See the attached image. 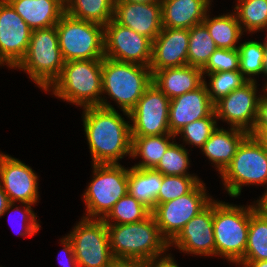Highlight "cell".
I'll use <instances>...</instances> for the list:
<instances>
[{
  "label": "cell",
  "mask_w": 267,
  "mask_h": 267,
  "mask_svg": "<svg viewBox=\"0 0 267 267\" xmlns=\"http://www.w3.org/2000/svg\"><path fill=\"white\" fill-rule=\"evenodd\" d=\"M10 204L9 198L5 191L2 188V185L0 184V217L3 216V213L5 212L6 208Z\"/></svg>",
  "instance_id": "cell-45"
},
{
  "label": "cell",
  "mask_w": 267,
  "mask_h": 267,
  "mask_svg": "<svg viewBox=\"0 0 267 267\" xmlns=\"http://www.w3.org/2000/svg\"><path fill=\"white\" fill-rule=\"evenodd\" d=\"M214 111L206 84L194 91L186 92L172 100L169 104V129L176 135L184 126L208 117Z\"/></svg>",
  "instance_id": "cell-20"
},
{
  "label": "cell",
  "mask_w": 267,
  "mask_h": 267,
  "mask_svg": "<svg viewBox=\"0 0 267 267\" xmlns=\"http://www.w3.org/2000/svg\"><path fill=\"white\" fill-rule=\"evenodd\" d=\"M104 56L119 62L149 66L152 40L111 19L104 26Z\"/></svg>",
  "instance_id": "cell-13"
},
{
  "label": "cell",
  "mask_w": 267,
  "mask_h": 267,
  "mask_svg": "<svg viewBox=\"0 0 267 267\" xmlns=\"http://www.w3.org/2000/svg\"><path fill=\"white\" fill-rule=\"evenodd\" d=\"M107 229L113 258L147 261L165 254L170 248L152 213L136 223L107 224Z\"/></svg>",
  "instance_id": "cell-3"
},
{
  "label": "cell",
  "mask_w": 267,
  "mask_h": 267,
  "mask_svg": "<svg viewBox=\"0 0 267 267\" xmlns=\"http://www.w3.org/2000/svg\"><path fill=\"white\" fill-rule=\"evenodd\" d=\"M171 253L153 257L145 261V267H179Z\"/></svg>",
  "instance_id": "cell-42"
},
{
  "label": "cell",
  "mask_w": 267,
  "mask_h": 267,
  "mask_svg": "<svg viewBox=\"0 0 267 267\" xmlns=\"http://www.w3.org/2000/svg\"><path fill=\"white\" fill-rule=\"evenodd\" d=\"M190 167L188 149L183 144L172 143L161 158L155 171L162 175L169 176H197L189 174L187 170Z\"/></svg>",
  "instance_id": "cell-35"
},
{
  "label": "cell",
  "mask_w": 267,
  "mask_h": 267,
  "mask_svg": "<svg viewBox=\"0 0 267 267\" xmlns=\"http://www.w3.org/2000/svg\"><path fill=\"white\" fill-rule=\"evenodd\" d=\"M206 76L210 78L209 83L205 79ZM203 77L213 104L248 82L239 70L216 72L203 75Z\"/></svg>",
  "instance_id": "cell-34"
},
{
  "label": "cell",
  "mask_w": 267,
  "mask_h": 267,
  "mask_svg": "<svg viewBox=\"0 0 267 267\" xmlns=\"http://www.w3.org/2000/svg\"><path fill=\"white\" fill-rule=\"evenodd\" d=\"M233 12L243 32L267 30V0H237Z\"/></svg>",
  "instance_id": "cell-30"
},
{
  "label": "cell",
  "mask_w": 267,
  "mask_h": 267,
  "mask_svg": "<svg viewBox=\"0 0 267 267\" xmlns=\"http://www.w3.org/2000/svg\"><path fill=\"white\" fill-rule=\"evenodd\" d=\"M32 29L6 1L0 0V66L14 69L25 57Z\"/></svg>",
  "instance_id": "cell-15"
},
{
  "label": "cell",
  "mask_w": 267,
  "mask_h": 267,
  "mask_svg": "<svg viewBox=\"0 0 267 267\" xmlns=\"http://www.w3.org/2000/svg\"><path fill=\"white\" fill-rule=\"evenodd\" d=\"M250 223V205L213 200L215 256L238 265L245 254Z\"/></svg>",
  "instance_id": "cell-5"
},
{
  "label": "cell",
  "mask_w": 267,
  "mask_h": 267,
  "mask_svg": "<svg viewBox=\"0 0 267 267\" xmlns=\"http://www.w3.org/2000/svg\"><path fill=\"white\" fill-rule=\"evenodd\" d=\"M248 135V132L238 128L217 127L201 151L212 162L211 164H214L218 174H221L232 162L238 147Z\"/></svg>",
  "instance_id": "cell-22"
},
{
  "label": "cell",
  "mask_w": 267,
  "mask_h": 267,
  "mask_svg": "<svg viewBox=\"0 0 267 267\" xmlns=\"http://www.w3.org/2000/svg\"><path fill=\"white\" fill-rule=\"evenodd\" d=\"M267 260V216L255 204L250 205L247 246L242 261Z\"/></svg>",
  "instance_id": "cell-28"
},
{
  "label": "cell",
  "mask_w": 267,
  "mask_h": 267,
  "mask_svg": "<svg viewBox=\"0 0 267 267\" xmlns=\"http://www.w3.org/2000/svg\"><path fill=\"white\" fill-rule=\"evenodd\" d=\"M155 84L170 100L196 90L204 83L202 69L185 65L165 68L152 74Z\"/></svg>",
  "instance_id": "cell-24"
},
{
  "label": "cell",
  "mask_w": 267,
  "mask_h": 267,
  "mask_svg": "<svg viewBox=\"0 0 267 267\" xmlns=\"http://www.w3.org/2000/svg\"><path fill=\"white\" fill-rule=\"evenodd\" d=\"M115 0H65L69 16L105 26L114 17Z\"/></svg>",
  "instance_id": "cell-29"
},
{
  "label": "cell",
  "mask_w": 267,
  "mask_h": 267,
  "mask_svg": "<svg viewBox=\"0 0 267 267\" xmlns=\"http://www.w3.org/2000/svg\"><path fill=\"white\" fill-rule=\"evenodd\" d=\"M264 94H261L259 106L257 110V117L253 128H267V88L264 85Z\"/></svg>",
  "instance_id": "cell-41"
},
{
  "label": "cell",
  "mask_w": 267,
  "mask_h": 267,
  "mask_svg": "<svg viewBox=\"0 0 267 267\" xmlns=\"http://www.w3.org/2000/svg\"><path fill=\"white\" fill-rule=\"evenodd\" d=\"M213 0H161L162 26L190 29L203 22Z\"/></svg>",
  "instance_id": "cell-21"
},
{
  "label": "cell",
  "mask_w": 267,
  "mask_h": 267,
  "mask_svg": "<svg viewBox=\"0 0 267 267\" xmlns=\"http://www.w3.org/2000/svg\"><path fill=\"white\" fill-rule=\"evenodd\" d=\"M60 241L64 247L62 249V251H60L58 254V261L61 264L60 266H62V267H78L77 260H76L75 254H74L72 241L68 238L67 235H65V237L63 236V238ZM61 252H63L62 253V254H64L63 256H62ZM59 255L62 256V260L59 257ZM63 257L64 258L66 257V258L63 259Z\"/></svg>",
  "instance_id": "cell-40"
},
{
  "label": "cell",
  "mask_w": 267,
  "mask_h": 267,
  "mask_svg": "<svg viewBox=\"0 0 267 267\" xmlns=\"http://www.w3.org/2000/svg\"><path fill=\"white\" fill-rule=\"evenodd\" d=\"M22 204L20 207L19 206H15V203L10 202V204L8 205V207L6 208L5 212L3 213V216L8 213V211L16 212L18 213L19 217L18 219H20L19 225L21 230L16 233L19 236H29L32 237L33 235H35L37 232H39L41 225L39 224V220L37 221L38 216L36 215V213L33 211L32 209V205L27 204V203H20ZM15 206V207H13ZM14 208V209H12ZM13 210V211H12ZM20 215V216H19ZM11 219H8V221L10 222ZM16 221V220H15ZM14 223V222H13ZM15 227V226H14ZM23 230V231H22Z\"/></svg>",
  "instance_id": "cell-39"
},
{
  "label": "cell",
  "mask_w": 267,
  "mask_h": 267,
  "mask_svg": "<svg viewBox=\"0 0 267 267\" xmlns=\"http://www.w3.org/2000/svg\"><path fill=\"white\" fill-rule=\"evenodd\" d=\"M93 177L84 191L85 218L104 219L128 193L129 168L119 164H92Z\"/></svg>",
  "instance_id": "cell-7"
},
{
  "label": "cell",
  "mask_w": 267,
  "mask_h": 267,
  "mask_svg": "<svg viewBox=\"0 0 267 267\" xmlns=\"http://www.w3.org/2000/svg\"><path fill=\"white\" fill-rule=\"evenodd\" d=\"M202 23L206 26L217 48L238 49L239 45L236 44L240 43L239 39L245 35L234 12L223 13L213 18L208 12Z\"/></svg>",
  "instance_id": "cell-27"
},
{
  "label": "cell",
  "mask_w": 267,
  "mask_h": 267,
  "mask_svg": "<svg viewBox=\"0 0 267 267\" xmlns=\"http://www.w3.org/2000/svg\"><path fill=\"white\" fill-rule=\"evenodd\" d=\"M217 124L216 114L213 111L208 117L187 124L175 136L181 135L186 144L201 149L217 128Z\"/></svg>",
  "instance_id": "cell-36"
},
{
  "label": "cell",
  "mask_w": 267,
  "mask_h": 267,
  "mask_svg": "<svg viewBox=\"0 0 267 267\" xmlns=\"http://www.w3.org/2000/svg\"><path fill=\"white\" fill-rule=\"evenodd\" d=\"M267 152V128H253L250 133Z\"/></svg>",
  "instance_id": "cell-44"
},
{
  "label": "cell",
  "mask_w": 267,
  "mask_h": 267,
  "mask_svg": "<svg viewBox=\"0 0 267 267\" xmlns=\"http://www.w3.org/2000/svg\"><path fill=\"white\" fill-rule=\"evenodd\" d=\"M38 178L24 162L0 152V184L10 202L35 206L40 197Z\"/></svg>",
  "instance_id": "cell-16"
},
{
  "label": "cell",
  "mask_w": 267,
  "mask_h": 267,
  "mask_svg": "<svg viewBox=\"0 0 267 267\" xmlns=\"http://www.w3.org/2000/svg\"><path fill=\"white\" fill-rule=\"evenodd\" d=\"M78 267H109L113 259L107 224L103 219L81 217L67 234Z\"/></svg>",
  "instance_id": "cell-10"
},
{
  "label": "cell",
  "mask_w": 267,
  "mask_h": 267,
  "mask_svg": "<svg viewBox=\"0 0 267 267\" xmlns=\"http://www.w3.org/2000/svg\"><path fill=\"white\" fill-rule=\"evenodd\" d=\"M175 139L176 136L173 134L132 137L131 158H142V161H139L138 164L135 163L132 167L154 169Z\"/></svg>",
  "instance_id": "cell-26"
},
{
  "label": "cell",
  "mask_w": 267,
  "mask_h": 267,
  "mask_svg": "<svg viewBox=\"0 0 267 267\" xmlns=\"http://www.w3.org/2000/svg\"><path fill=\"white\" fill-rule=\"evenodd\" d=\"M256 207L267 216V188L264 191L262 197H259L258 200L255 202Z\"/></svg>",
  "instance_id": "cell-46"
},
{
  "label": "cell",
  "mask_w": 267,
  "mask_h": 267,
  "mask_svg": "<svg viewBox=\"0 0 267 267\" xmlns=\"http://www.w3.org/2000/svg\"><path fill=\"white\" fill-rule=\"evenodd\" d=\"M239 70L238 49L217 48L202 69V74Z\"/></svg>",
  "instance_id": "cell-38"
},
{
  "label": "cell",
  "mask_w": 267,
  "mask_h": 267,
  "mask_svg": "<svg viewBox=\"0 0 267 267\" xmlns=\"http://www.w3.org/2000/svg\"><path fill=\"white\" fill-rule=\"evenodd\" d=\"M162 181L163 175L154 169L130 167L128 193L152 211L155 208Z\"/></svg>",
  "instance_id": "cell-25"
},
{
  "label": "cell",
  "mask_w": 267,
  "mask_h": 267,
  "mask_svg": "<svg viewBox=\"0 0 267 267\" xmlns=\"http://www.w3.org/2000/svg\"><path fill=\"white\" fill-rule=\"evenodd\" d=\"M152 84L149 66L102 59V95L116 102L123 115L130 120L129 112Z\"/></svg>",
  "instance_id": "cell-4"
},
{
  "label": "cell",
  "mask_w": 267,
  "mask_h": 267,
  "mask_svg": "<svg viewBox=\"0 0 267 267\" xmlns=\"http://www.w3.org/2000/svg\"><path fill=\"white\" fill-rule=\"evenodd\" d=\"M201 181L198 176L163 175L156 204H161L190 193Z\"/></svg>",
  "instance_id": "cell-37"
},
{
  "label": "cell",
  "mask_w": 267,
  "mask_h": 267,
  "mask_svg": "<svg viewBox=\"0 0 267 267\" xmlns=\"http://www.w3.org/2000/svg\"><path fill=\"white\" fill-rule=\"evenodd\" d=\"M206 190L205 183L201 181L190 193L155 205L151 213L156 219L161 235L169 243L190 219L214 200Z\"/></svg>",
  "instance_id": "cell-11"
},
{
  "label": "cell",
  "mask_w": 267,
  "mask_h": 267,
  "mask_svg": "<svg viewBox=\"0 0 267 267\" xmlns=\"http://www.w3.org/2000/svg\"><path fill=\"white\" fill-rule=\"evenodd\" d=\"M263 43H264V46H265V50H267V35L265 36V39H264Z\"/></svg>",
  "instance_id": "cell-50"
},
{
  "label": "cell",
  "mask_w": 267,
  "mask_h": 267,
  "mask_svg": "<svg viewBox=\"0 0 267 267\" xmlns=\"http://www.w3.org/2000/svg\"><path fill=\"white\" fill-rule=\"evenodd\" d=\"M151 210L129 193L121 197L103 219L106 224L136 223L146 219Z\"/></svg>",
  "instance_id": "cell-32"
},
{
  "label": "cell",
  "mask_w": 267,
  "mask_h": 267,
  "mask_svg": "<svg viewBox=\"0 0 267 267\" xmlns=\"http://www.w3.org/2000/svg\"><path fill=\"white\" fill-rule=\"evenodd\" d=\"M82 119L92 164H119L131 157V124L118 110L89 106L83 108Z\"/></svg>",
  "instance_id": "cell-1"
},
{
  "label": "cell",
  "mask_w": 267,
  "mask_h": 267,
  "mask_svg": "<svg viewBox=\"0 0 267 267\" xmlns=\"http://www.w3.org/2000/svg\"><path fill=\"white\" fill-rule=\"evenodd\" d=\"M264 78L267 77V50H265V57H264V72L263 75ZM267 80V79H266ZM265 86H267V81L264 84Z\"/></svg>",
  "instance_id": "cell-49"
},
{
  "label": "cell",
  "mask_w": 267,
  "mask_h": 267,
  "mask_svg": "<svg viewBox=\"0 0 267 267\" xmlns=\"http://www.w3.org/2000/svg\"><path fill=\"white\" fill-rule=\"evenodd\" d=\"M32 29L56 26L65 14V0H6Z\"/></svg>",
  "instance_id": "cell-23"
},
{
  "label": "cell",
  "mask_w": 267,
  "mask_h": 267,
  "mask_svg": "<svg viewBox=\"0 0 267 267\" xmlns=\"http://www.w3.org/2000/svg\"><path fill=\"white\" fill-rule=\"evenodd\" d=\"M257 84V81H248L217 101L214 104L217 121H225L230 125L229 127L238 128L250 134L256 121L261 97L257 95Z\"/></svg>",
  "instance_id": "cell-14"
},
{
  "label": "cell",
  "mask_w": 267,
  "mask_h": 267,
  "mask_svg": "<svg viewBox=\"0 0 267 267\" xmlns=\"http://www.w3.org/2000/svg\"><path fill=\"white\" fill-rule=\"evenodd\" d=\"M161 0H115V2H130V3H154Z\"/></svg>",
  "instance_id": "cell-48"
},
{
  "label": "cell",
  "mask_w": 267,
  "mask_h": 267,
  "mask_svg": "<svg viewBox=\"0 0 267 267\" xmlns=\"http://www.w3.org/2000/svg\"><path fill=\"white\" fill-rule=\"evenodd\" d=\"M216 49L214 40L203 23L189 29L187 65L203 69Z\"/></svg>",
  "instance_id": "cell-31"
},
{
  "label": "cell",
  "mask_w": 267,
  "mask_h": 267,
  "mask_svg": "<svg viewBox=\"0 0 267 267\" xmlns=\"http://www.w3.org/2000/svg\"><path fill=\"white\" fill-rule=\"evenodd\" d=\"M65 64L56 26L32 30L25 57L14 69H22L31 81L46 91L60 76Z\"/></svg>",
  "instance_id": "cell-6"
},
{
  "label": "cell",
  "mask_w": 267,
  "mask_h": 267,
  "mask_svg": "<svg viewBox=\"0 0 267 267\" xmlns=\"http://www.w3.org/2000/svg\"><path fill=\"white\" fill-rule=\"evenodd\" d=\"M45 92L80 108L115 109L106 96L102 97V59L65 62L60 76Z\"/></svg>",
  "instance_id": "cell-2"
},
{
  "label": "cell",
  "mask_w": 267,
  "mask_h": 267,
  "mask_svg": "<svg viewBox=\"0 0 267 267\" xmlns=\"http://www.w3.org/2000/svg\"><path fill=\"white\" fill-rule=\"evenodd\" d=\"M171 246L186 254L215 257L213 201L185 224L169 243V247Z\"/></svg>",
  "instance_id": "cell-17"
},
{
  "label": "cell",
  "mask_w": 267,
  "mask_h": 267,
  "mask_svg": "<svg viewBox=\"0 0 267 267\" xmlns=\"http://www.w3.org/2000/svg\"><path fill=\"white\" fill-rule=\"evenodd\" d=\"M56 30L65 62L105 57L103 25L75 19L65 13L56 24Z\"/></svg>",
  "instance_id": "cell-8"
},
{
  "label": "cell",
  "mask_w": 267,
  "mask_h": 267,
  "mask_svg": "<svg viewBox=\"0 0 267 267\" xmlns=\"http://www.w3.org/2000/svg\"><path fill=\"white\" fill-rule=\"evenodd\" d=\"M169 104L170 99L152 83L129 112L132 137L171 134Z\"/></svg>",
  "instance_id": "cell-12"
},
{
  "label": "cell",
  "mask_w": 267,
  "mask_h": 267,
  "mask_svg": "<svg viewBox=\"0 0 267 267\" xmlns=\"http://www.w3.org/2000/svg\"><path fill=\"white\" fill-rule=\"evenodd\" d=\"M238 265L241 267H267V260L263 261H241Z\"/></svg>",
  "instance_id": "cell-47"
},
{
  "label": "cell",
  "mask_w": 267,
  "mask_h": 267,
  "mask_svg": "<svg viewBox=\"0 0 267 267\" xmlns=\"http://www.w3.org/2000/svg\"><path fill=\"white\" fill-rule=\"evenodd\" d=\"M189 29L163 27L152 41L149 68L152 74L165 68L187 65Z\"/></svg>",
  "instance_id": "cell-18"
},
{
  "label": "cell",
  "mask_w": 267,
  "mask_h": 267,
  "mask_svg": "<svg viewBox=\"0 0 267 267\" xmlns=\"http://www.w3.org/2000/svg\"><path fill=\"white\" fill-rule=\"evenodd\" d=\"M239 71L248 81H256L253 76L259 77L264 72L265 46L256 40L245 41L239 44Z\"/></svg>",
  "instance_id": "cell-33"
},
{
  "label": "cell",
  "mask_w": 267,
  "mask_h": 267,
  "mask_svg": "<svg viewBox=\"0 0 267 267\" xmlns=\"http://www.w3.org/2000/svg\"><path fill=\"white\" fill-rule=\"evenodd\" d=\"M113 19L152 41L163 28L160 2H115Z\"/></svg>",
  "instance_id": "cell-19"
},
{
  "label": "cell",
  "mask_w": 267,
  "mask_h": 267,
  "mask_svg": "<svg viewBox=\"0 0 267 267\" xmlns=\"http://www.w3.org/2000/svg\"><path fill=\"white\" fill-rule=\"evenodd\" d=\"M109 267H145V261L140 259L113 258Z\"/></svg>",
  "instance_id": "cell-43"
},
{
  "label": "cell",
  "mask_w": 267,
  "mask_h": 267,
  "mask_svg": "<svg viewBox=\"0 0 267 267\" xmlns=\"http://www.w3.org/2000/svg\"><path fill=\"white\" fill-rule=\"evenodd\" d=\"M224 189L230 197L241 195L243 186L265 185L267 188V152L248 135L238 147L232 162L220 174Z\"/></svg>",
  "instance_id": "cell-9"
}]
</instances>
